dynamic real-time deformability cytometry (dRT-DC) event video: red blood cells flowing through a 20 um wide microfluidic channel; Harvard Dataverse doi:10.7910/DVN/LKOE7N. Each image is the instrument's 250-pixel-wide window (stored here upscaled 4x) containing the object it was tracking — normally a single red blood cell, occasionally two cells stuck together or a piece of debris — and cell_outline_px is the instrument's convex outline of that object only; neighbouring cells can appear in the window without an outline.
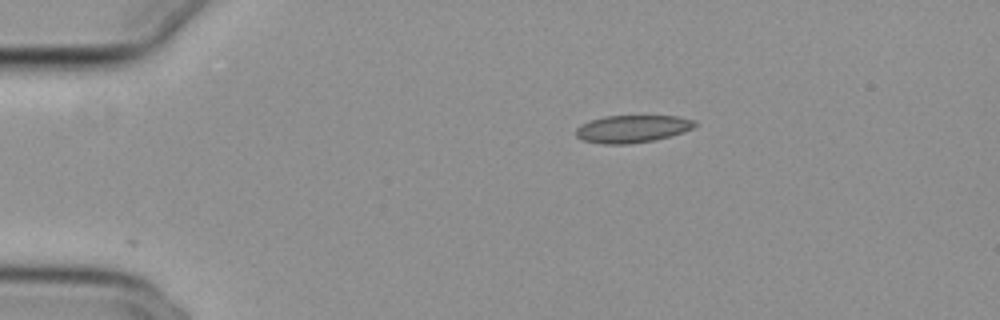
{"species": "common noctule bat (a hibernating species)", "species_latin": "Nyctalus noctula", "temperature_condition": "cold", "stored_images_in_passage": 2, "camera_frame_rate_fps": 3000, "um_per_image_px": 0.085, "animal": {"sex": "female", "body_mass_g": 29.2, "forearm_length_mm": 56.3}, "frame": {"image": 1, "passage_image": 1, "time_ms": 0.0, "image_size_px": [1000, 320], "cell_outline_px": [[696, 124], [692, 128], [684, 132], [656, 140], [628, 144], [604, 144], [580, 140], [576, 136], [576, 128], [580, 124], [604, 116], [676, 116], [696, 120]], "centroid_in_image_um": [53.73, 10.96], "position_along_channel_um": 31.3, "area_um2": 19.13}}